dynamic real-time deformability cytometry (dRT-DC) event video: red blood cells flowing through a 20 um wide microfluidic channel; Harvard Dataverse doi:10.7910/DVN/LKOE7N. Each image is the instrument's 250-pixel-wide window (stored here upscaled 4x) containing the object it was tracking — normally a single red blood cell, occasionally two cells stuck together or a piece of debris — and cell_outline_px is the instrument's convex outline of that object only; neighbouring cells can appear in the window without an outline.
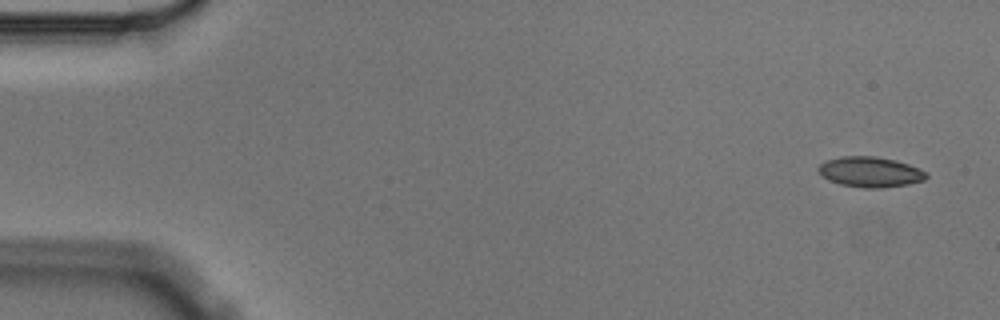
{"species": "Egyptian fruit bat (a non-hibernating species)", "species_latin": "Rousettus aegyptiacus", "temperature_condition": "cold", "stored_images_in_passage": 6, "camera_frame_rate_fps": 3000, "um_per_image_px": 0.085, "animal": {"sex": "male"}, "frame": {"image": 1, "passage_image": 1, "time_ms": 0.0, "image_size_px": [1000, 320], "cell_outline_px": [[928, 176], [924, 180], [908, 184], [884, 188], [864, 188], [840, 184], [828, 180], [816, 168], [820, 164], [828, 160], [840, 156], [876, 156], [896, 160], [908, 164], [928, 172]], "centroid_in_image_um": [73.99, 14.61], "position_along_channel_um": 11.0, "area_um2": 19.13}}